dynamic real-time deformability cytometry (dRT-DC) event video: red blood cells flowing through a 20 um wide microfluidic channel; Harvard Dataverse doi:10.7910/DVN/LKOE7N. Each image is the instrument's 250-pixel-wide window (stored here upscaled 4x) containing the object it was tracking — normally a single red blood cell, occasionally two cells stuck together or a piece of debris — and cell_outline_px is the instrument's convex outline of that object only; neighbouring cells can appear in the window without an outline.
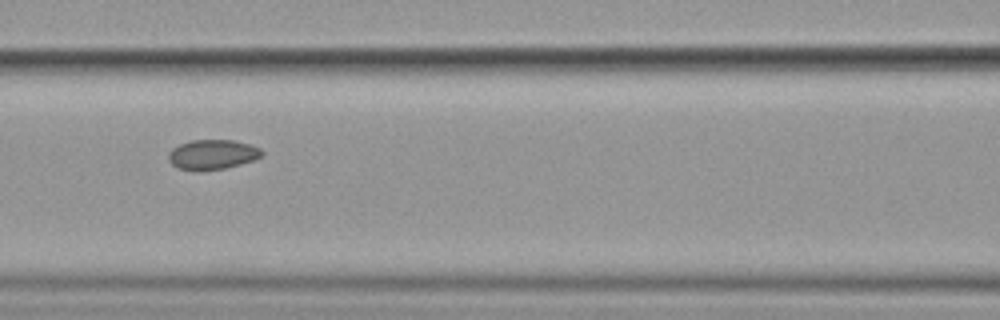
{"species": "common noctule bat (a hibernating species)", "species_latin": "Nyctalus noctula", "temperature_condition": "cold", "stored_images_in_passage": 14, "camera_frame_rate_fps": 3000, "um_per_image_px": 0.085, "animal": {"sex": "female", "body_mass_g": 19.9}, "frame": {"image": 1, "passage_image": 5, "time_ms": 5.333, "image_size_px": [1000, 320], "cell_outline_px": [[264, 156], [240, 164], [224, 168], [176, 168], [168, 160], [168, 152], [172, 148], [180, 144], [192, 140], [232, 140], [248, 144], [260, 148], [264, 152]], "centroid_in_image_um": [18.07, 13.09], "position_along_channel_um": 148.5, "area_um2": 15.72}}
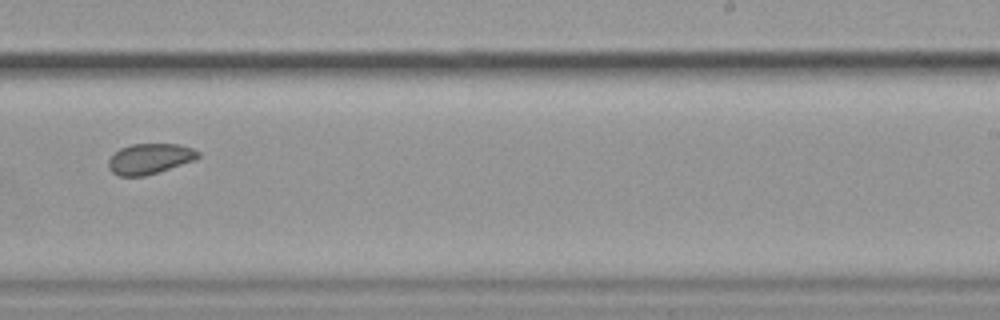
{"frame": {"image": 2, "passage_image": 8, "time_ms": 9.0, "image_size_px": [1000, 320], "cell_outline_px": [[200, 156], [196, 160], [144, 176], [120, 176], [112, 172], [108, 168], [108, 160], [120, 148], [132, 144], [176, 144], [192, 148], [200, 152]], "centroid_in_image_um": [12.73, 13.49], "position_along_channel_um": 276.3, "area_um2": 15.84}}
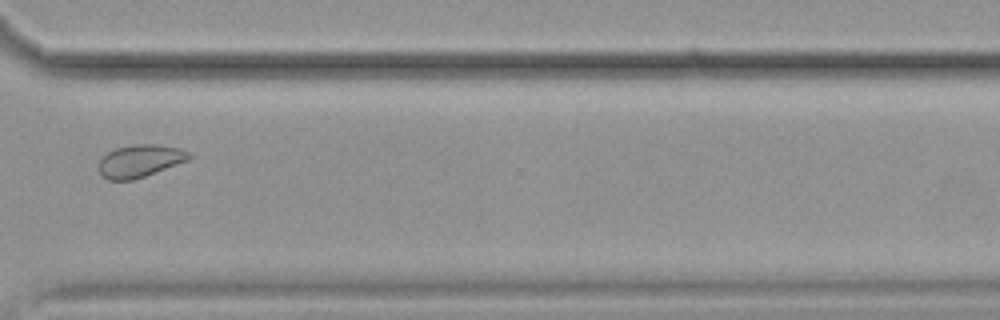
{"frame": {"image": 3, "passage_image": 10, "time_ms": 11.333, "image_size_px": [1000, 320], "cell_outline_px": [[192, 156], [188, 160], [144, 176], [132, 180], [108, 180], [100, 172], [100, 160], [108, 152], [116, 148], [136, 144], [156, 144], [180, 148], [188, 152]], "centroid_in_image_um": [11.91, 13.67], "position_along_channel_um": 358.7, "area_um2": 16.76}, "authors_computed_cell_mechanics": {"area_um2": 18.6694, "velocity_mm_per_s": 3.4874, "shape_relaxation_time_tau1_ms": 5.7858, "shape_relaxation_time_tau2_ms": 5.5634, "deformation_change_tau1": 0.0813, "deformation_change_tau2": 0.0548}}